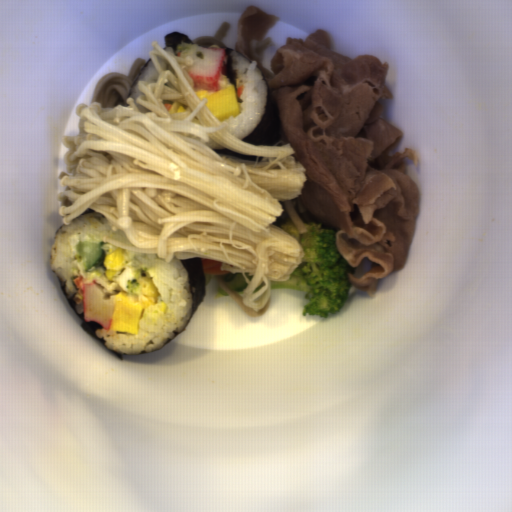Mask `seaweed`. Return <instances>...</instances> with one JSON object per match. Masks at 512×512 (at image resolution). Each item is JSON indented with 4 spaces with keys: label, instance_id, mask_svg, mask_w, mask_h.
<instances>
[{
    "label": "seaweed",
    "instance_id": "seaweed-2",
    "mask_svg": "<svg viewBox=\"0 0 512 512\" xmlns=\"http://www.w3.org/2000/svg\"><path fill=\"white\" fill-rule=\"evenodd\" d=\"M225 52V58L222 66L221 73L225 75L228 80L231 82L235 93L237 92V89L240 87L235 73L232 68L231 64V55L233 52L238 53L241 57L248 61H256L257 63V70L259 71L260 75L262 76L266 86H267V96H266V106L263 110V113L254 129V131L249 134L247 137L240 139L246 143L255 145V146H273L277 143L278 139L280 138V117H279V111L277 103H275L271 98V92L269 84L266 80L265 74L262 70L258 68V62L254 59H249L247 56H245L242 52H239L236 50V48H224Z\"/></svg>",
    "mask_w": 512,
    "mask_h": 512
},
{
    "label": "seaweed",
    "instance_id": "seaweed-3",
    "mask_svg": "<svg viewBox=\"0 0 512 512\" xmlns=\"http://www.w3.org/2000/svg\"><path fill=\"white\" fill-rule=\"evenodd\" d=\"M181 44H196L188 35L183 32H170L164 37V48H173L174 50Z\"/></svg>",
    "mask_w": 512,
    "mask_h": 512
},
{
    "label": "seaweed",
    "instance_id": "seaweed-5",
    "mask_svg": "<svg viewBox=\"0 0 512 512\" xmlns=\"http://www.w3.org/2000/svg\"><path fill=\"white\" fill-rule=\"evenodd\" d=\"M150 61H151V59L149 58V59L145 62V64H144V66H143V68H142V70H141L140 74H141V73H142V72H143V71L148 67V65H149ZM140 74H139V75H140Z\"/></svg>",
    "mask_w": 512,
    "mask_h": 512
},
{
    "label": "seaweed",
    "instance_id": "seaweed-4",
    "mask_svg": "<svg viewBox=\"0 0 512 512\" xmlns=\"http://www.w3.org/2000/svg\"><path fill=\"white\" fill-rule=\"evenodd\" d=\"M89 213H99V212L88 207L82 214H89Z\"/></svg>",
    "mask_w": 512,
    "mask_h": 512
},
{
    "label": "seaweed",
    "instance_id": "seaweed-1",
    "mask_svg": "<svg viewBox=\"0 0 512 512\" xmlns=\"http://www.w3.org/2000/svg\"><path fill=\"white\" fill-rule=\"evenodd\" d=\"M184 266L188 280L190 285V291H191V310H190V316L189 319L181 331H174L173 336L171 339L165 343L161 348H159L157 351H151V352H144V353H119L114 352L109 347L106 346L105 340L101 339L97 335V330L103 328L98 323L93 322H85L84 319V311L78 312L76 302L72 299L68 298L66 288L64 283L57 277L59 287L69 305V307L72 309L74 314L77 316V318L81 322L82 329L85 330L88 334H90L92 337H94L97 341H99L103 346H105L110 352H112L115 356H117L119 359L123 361L124 355H140V354H148V353H156L166 347L168 344H170L173 339L183 332H186L196 310L203 302L205 296H206V290H207V280H206V273L204 272L203 268V262L202 257H193L189 259H179Z\"/></svg>",
    "mask_w": 512,
    "mask_h": 512
}]
</instances>
